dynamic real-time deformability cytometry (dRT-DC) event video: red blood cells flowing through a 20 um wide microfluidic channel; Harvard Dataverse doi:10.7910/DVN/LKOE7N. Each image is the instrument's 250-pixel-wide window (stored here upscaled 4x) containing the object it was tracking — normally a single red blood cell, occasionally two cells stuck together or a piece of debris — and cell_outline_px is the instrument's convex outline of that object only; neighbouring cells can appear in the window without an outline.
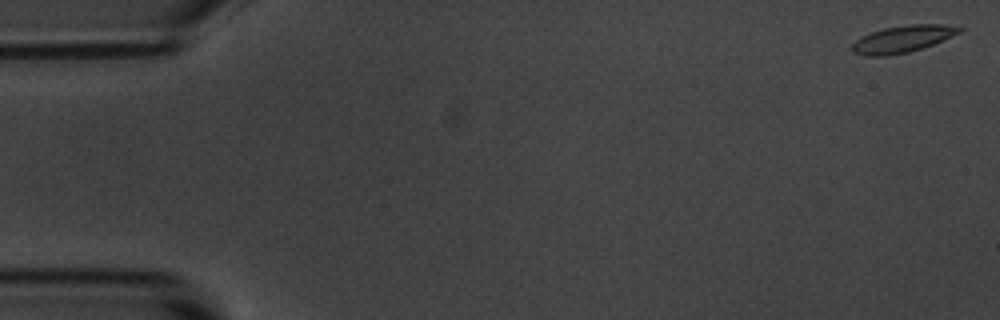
{"species": "common noctule bat (a hibernating species)", "species_latin": "Nyctalus noctula", "temperature_condition": "room temperature", "stored_images_in_passage": 56, "camera_frame_rate_fps": 3000, "um_per_image_px": 0.085, "animal": {"sex": "male", "body_mass_g": 20.1, "forearm_length_mm": 53.5}, "frame": {"image": 1, "passage_image": 1, "time_ms": 0.0, "image_size_px": [1000, 320], "cell_outline_px": [[964, 28], [960, 32], [932, 44], [908, 52], [888, 56], [864, 56], [852, 52], [852, 44], [860, 36], [884, 28], [908, 24], [944, 24]], "centroid_in_image_um": [76.67, 3.31], "position_along_channel_um": 8.3, "area_um2": 16.7}}
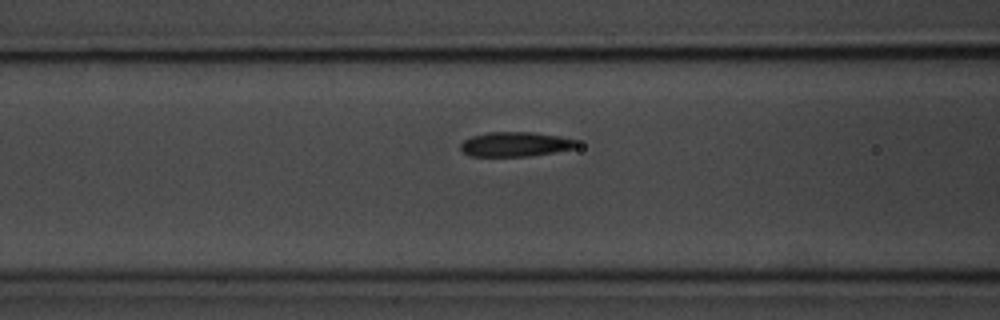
{"frame": {"image": 2, "passage_image": 22, "time_ms": 7.0, "image_size_px": [1000, 320], "cell_outline_px": [[580, 144], [572, 148], [552, 152], [528, 156], [468, 156], [460, 148], [460, 144], [464, 140], [472, 136], [488, 132], [532, 132], [560, 136], [576, 140]], "centroid_in_image_um": [43.77, 12.25], "position_along_channel_um": 122.8, "area_um2": 16.53}}
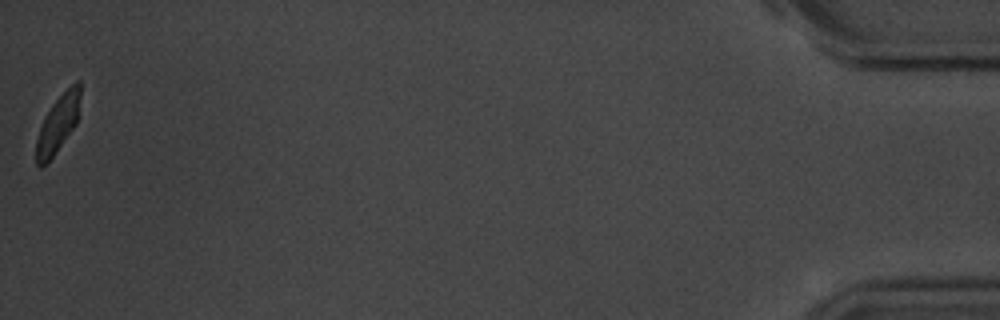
{"frame": {"image": 3, "passage_image": 56, "time_ms": 18.333, "image_size_px": [1000, 320], "cell_outline_px": [[80, 96], [76, 124], [48, 164], [40, 168], [36, 164], [36, 140], [44, 116], [52, 104], [76, 80], [80, 80]], "centroid_in_image_um": [4.9, 10.57], "position_along_channel_um": 430.3, "area_um2": 14.68}, "authors_computed_cell_mechanics": {"area_um2": 16.5019, "velocity_mm_per_s": 3.5674, "shape_relaxation_time_tau1_ms": 2.133, "shape_relaxation_time_tau2_ms": 1.5078, "deformation_change_tau1": 0.1298, "deformation_change_tau2": 0.0804}}